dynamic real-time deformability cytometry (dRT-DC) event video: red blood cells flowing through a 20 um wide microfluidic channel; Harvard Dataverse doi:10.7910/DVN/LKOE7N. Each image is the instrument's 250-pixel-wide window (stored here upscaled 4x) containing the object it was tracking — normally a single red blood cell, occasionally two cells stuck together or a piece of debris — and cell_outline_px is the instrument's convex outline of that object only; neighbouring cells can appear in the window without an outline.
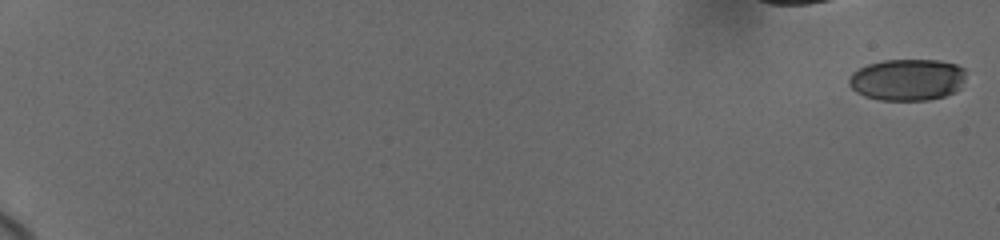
{"species": "human", "species_latin": "Homo sapiens", "temperature_condition": "cold", "stored_images_in_passage": 11, "camera_frame_rate_fps": 3000, "um_per_image_px": 0.085, "donor": {"sex": "female"}, "frame": {"image": 1, "passage_image": 1, "time_ms": 0.0, "image_size_px": [1000, 240], "cell_outline_px": [[964, 80], [960, 88], [956, 92], [944, 96], [928, 100], [880, 100], [864, 96], [856, 92], [848, 84], [848, 76], [852, 72], [868, 64], [884, 60], [936, 60], [956, 64], [964, 68]], "centroid_in_image_um": [77.11, 6.78], "position_along_channel_um": 7.9, "area_um2": 28.55}}
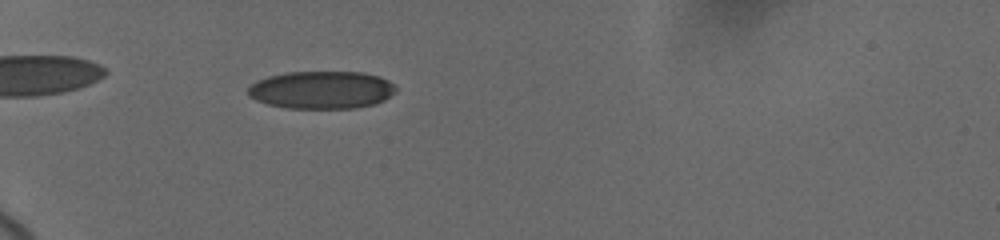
{"frame": {"image": 2, "passage_image": 9, "time_ms": 7.0, "image_size_px": [1000, 240], "cell_outline_px": [[396, 92], [384, 100], [376, 104], [356, 108], [288, 108], [268, 104], [256, 100], [248, 96], [248, 88], [256, 80], [268, 76], [288, 72], [360, 72], [380, 76], [388, 80], [396, 88]], "centroid_in_image_um": [27.34, 7.64], "position_along_channel_um": 57.7, "area_um2": 32.6}}
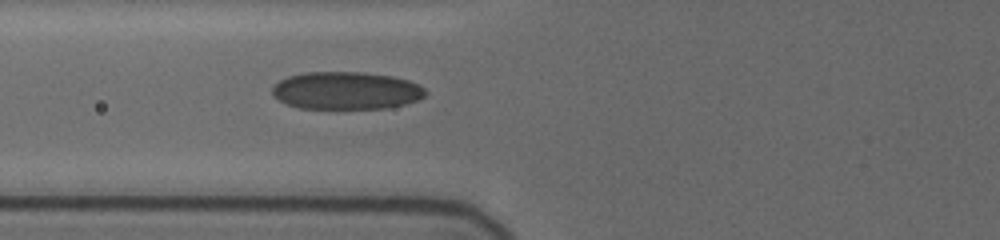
{"frame": {"image": 3, "passage_image": 11, "time_ms": 8.667, "image_size_px": [1000, 240], "cell_outline_px": [[428, 92], [424, 96], [416, 100], [404, 104], [384, 108], [300, 108], [288, 104], [280, 100], [272, 92], [272, 88], [280, 80], [288, 76], [304, 72], [360, 72], [392, 76], [408, 80], [424, 88]], "centroid_in_image_um": [29.43, 7.69], "position_along_channel_um": 96.4, "area_um2": 33.23}}